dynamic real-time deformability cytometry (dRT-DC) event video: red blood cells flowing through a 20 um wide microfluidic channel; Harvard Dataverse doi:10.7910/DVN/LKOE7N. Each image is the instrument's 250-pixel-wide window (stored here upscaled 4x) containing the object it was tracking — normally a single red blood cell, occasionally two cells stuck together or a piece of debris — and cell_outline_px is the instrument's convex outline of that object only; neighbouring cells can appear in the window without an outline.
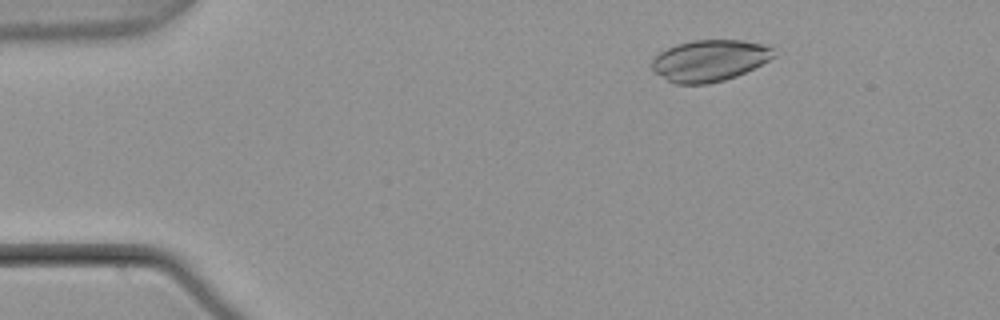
{"species": "common noctule bat (a hibernating species)", "species_latin": "Nyctalus noctula", "temperature_condition": "warm", "stored_images_in_passage": 54, "camera_frame_rate_fps": 3000, "um_per_image_px": 0.085, "animal": {"sex": "male", "body_mass_g": 21.5, "forearm_length_mm": 52.0}, "frame": {"image": 1, "passage_image": 8, "time_ms": 2.333, "image_size_px": [1000, 320], "cell_outline_px": [[776, 56], [736, 76], [724, 80], [708, 84], [676, 84], [668, 80], [656, 72], [652, 68], [652, 60], [660, 52], [676, 44], [692, 40], [744, 40], [764, 44], [772, 48]], "centroid_in_image_um": [60.32, 5.14], "position_along_channel_um": 24.7, "area_um2": 29.19}}
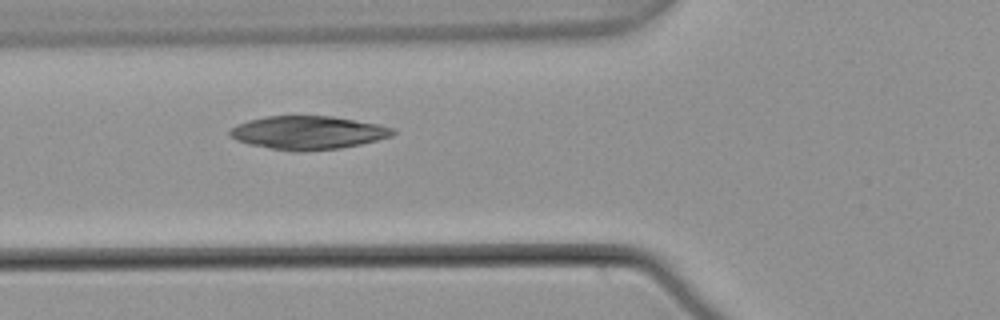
{"frame": {"image": 2, "passage_image": 20, "time_ms": 6.333, "image_size_px": [1000, 320], "cell_outline_px": [[396, 132], [392, 136], [360, 144], [340, 148], [300, 152], [296, 152], [248, 144], [236, 140], [228, 136], [228, 132], [236, 124], [248, 120], [264, 116], [332, 116], [380, 124], [396, 128]], "centroid_in_image_um": [26.17, 11.27], "position_along_channel_um": 99.6, "area_um2": 31.91}}
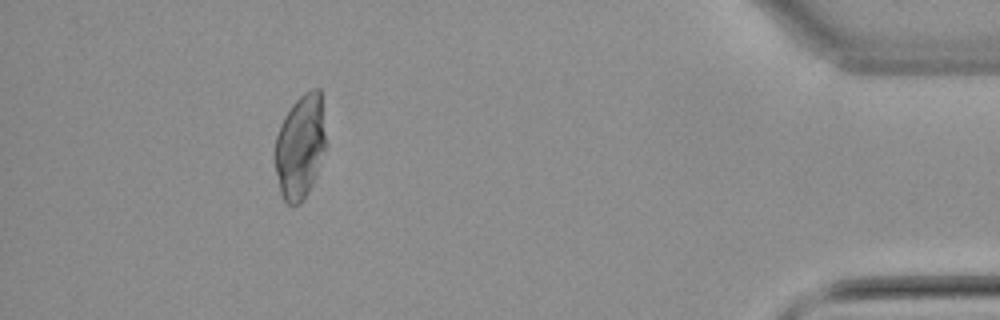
{"frame": {"image": 3, "passage_image": 49, "time_ms": 16.0, "image_size_px": [1000, 320], "cell_outline_px": [[324, 148], [316, 176], [304, 200], [300, 204], [288, 204], [284, 200], [280, 192], [276, 172], [276, 136], [280, 124], [284, 116], [292, 104], [304, 92], [312, 88], [320, 88], [324, 132]], "centroid_in_image_um": [25.5, 12.46], "position_along_channel_um": 409.7, "area_um2": 30.4}}